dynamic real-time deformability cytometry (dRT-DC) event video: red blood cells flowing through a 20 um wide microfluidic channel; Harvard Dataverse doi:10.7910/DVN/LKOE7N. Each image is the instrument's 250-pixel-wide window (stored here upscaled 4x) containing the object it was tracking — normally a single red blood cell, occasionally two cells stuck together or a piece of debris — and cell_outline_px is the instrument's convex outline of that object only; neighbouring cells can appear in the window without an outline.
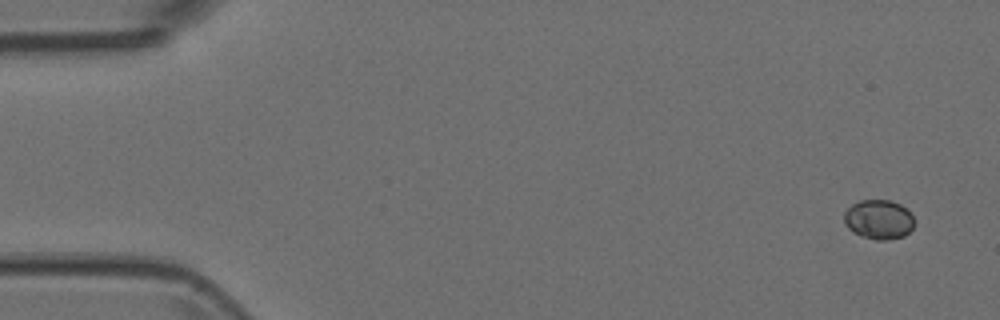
{"species": "Egyptian fruit bat (a non-hibernating species)", "species_latin": "Rousettus aegyptiacus", "temperature_condition": "room temperature", "stored_images_in_passage": 6, "camera_frame_rate_fps": 3000, "um_per_image_px": 0.085, "animal": {"sex": "female"}, "frame": {"image": 1, "passage_image": 1, "time_ms": 0.0, "image_size_px": [1000, 320], "cell_outline_px": [[916, 224], [904, 236], [888, 240], [876, 240], [860, 236], [848, 228], [844, 224], [844, 212], [852, 204], [860, 200], [892, 200], [900, 204], [912, 212]], "centroid_in_image_um": [74.72, 18.65], "position_along_channel_um": 10.3, "area_um2": 16.47}}
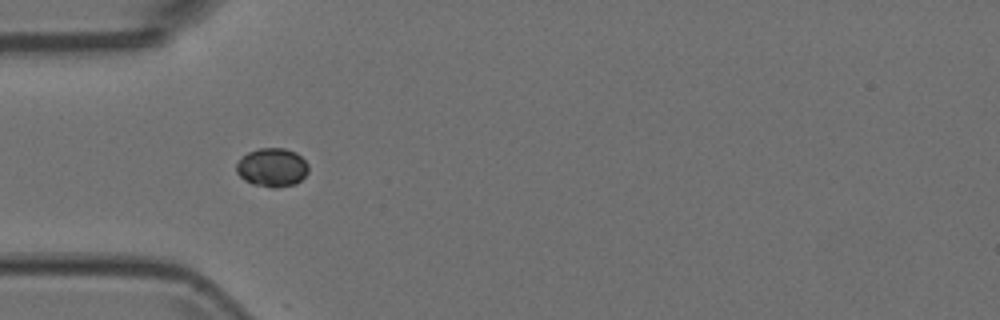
{"frame": {"image": 2, "passage_image": 5, "time_ms": 1.333, "image_size_px": [1000, 320], "cell_outline_px": [[308, 172], [296, 184], [276, 188], [272, 188], [252, 184], [244, 180], [236, 172], [236, 164], [248, 152], [260, 148], [284, 148], [296, 152], [308, 164]], "centroid_in_image_um": [23.13, 14.24], "position_along_channel_um": 61.9, "area_um2": 16.24}}
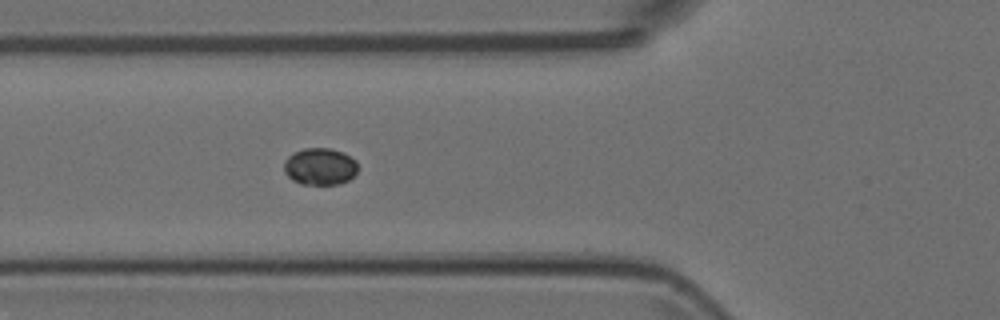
{"frame": {"image": 3, "passage_image": 6, "time_ms": 1.667, "image_size_px": [1000, 320], "cell_outline_px": [[356, 172], [348, 180], [340, 184], [300, 184], [292, 180], [284, 172], [284, 160], [288, 156], [304, 148], [328, 148], [344, 152], [356, 160]], "centroid_in_image_um": [27.18, 14.15], "position_along_channel_um": 98.6, "area_um2": 15.9}}